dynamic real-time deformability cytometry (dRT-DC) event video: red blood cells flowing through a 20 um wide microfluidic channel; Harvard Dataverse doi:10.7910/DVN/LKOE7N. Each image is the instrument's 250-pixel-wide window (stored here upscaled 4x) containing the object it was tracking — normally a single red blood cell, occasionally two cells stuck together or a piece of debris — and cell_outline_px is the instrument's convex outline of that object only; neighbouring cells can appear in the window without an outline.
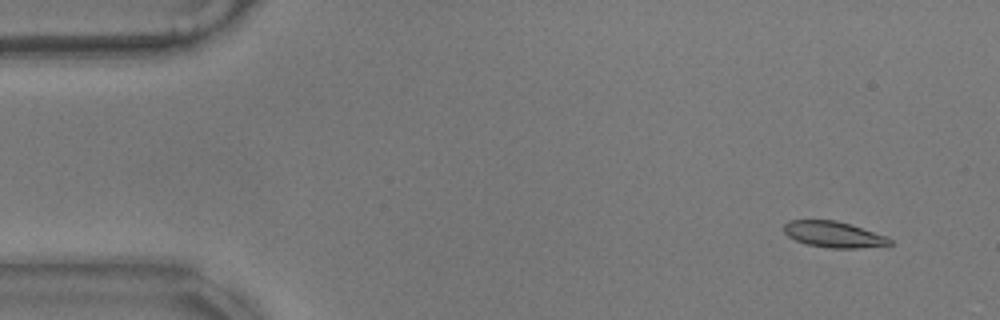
{"species": "common noctule bat (a hibernating species)", "species_latin": "Nyctalus noctula", "temperature_condition": "warm", "stored_images_in_passage": 58, "camera_frame_rate_fps": 3000, "um_per_image_px": 0.085, "animal": {"sex": "male", "body_mass_g": 17.9}, "frame": {"image": 1, "passage_image": 4, "time_ms": 1.0, "image_size_px": [1000, 320], "cell_outline_px": [[892, 244], [856, 248], [832, 248], [808, 244], [796, 240], [788, 236], [784, 232], [784, 224], [788, 220], [836, 220], [852, 224], [884, 236], [892, 240]], "centroid_in_image_um": [70.83, 19.91], "position_along_channel_um": 14.2, "area_um2": 15.84}}
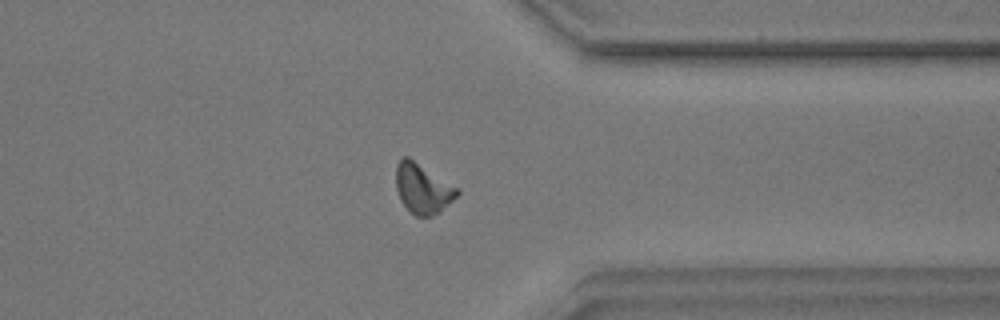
{"frame": {"image": 2, "passage_image": 44, "time_ms": 14.333, "image_size_px": [1000, 320], "cell_outline_px": [[460, 192], [440, 212], [432, 216], [416, 216], [400, 200], [396, 188], [396, 164], [404, 156], [408, 156], [460, 188]], "centroid_in_image_um": [35.94, 16.0], "position_along_channel_um": 375.5, "area_um2": 17.8}}
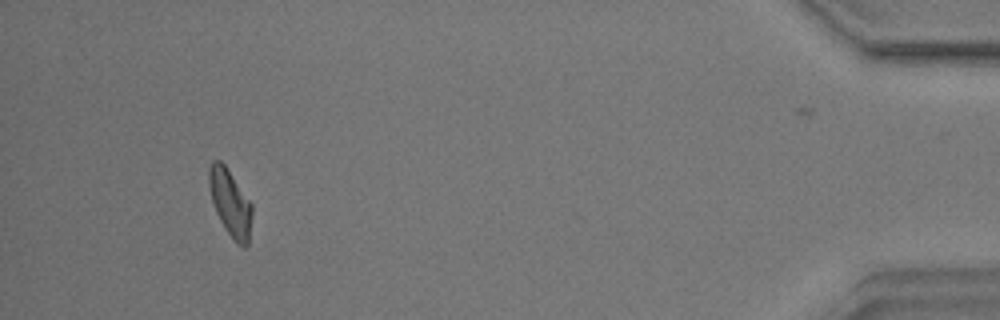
{"frame": {"image": 3, "passage_image": 53, "time_ms": 17.333, "image_size_px": [1000, 320], "cell_outline_px": [[252, 216], [248, 244], [244, 248], [236, 244], [232, 240], [224, 228], [216, 212], [212, 200], [208, 184], [208, 168], [212, 160], [220, 160], [224, 164], [252, 204]], "centroid_in_image_um": [19.56, 17.27], "position_along_channel_um": 415.6, "area_um2": 16.82}, "authors_computed_cell_mechanics": {"area_um2": 16.8487, "velocity_mm_per_s": 3.5169, "shape_relaxation_time_tau1_ms": 10.3398, "shape_relaxation_time_tau2_ms": 3.7387, "deformation_change_tau1": 0.2043, "deformation_change_tau2": 0.1074}}